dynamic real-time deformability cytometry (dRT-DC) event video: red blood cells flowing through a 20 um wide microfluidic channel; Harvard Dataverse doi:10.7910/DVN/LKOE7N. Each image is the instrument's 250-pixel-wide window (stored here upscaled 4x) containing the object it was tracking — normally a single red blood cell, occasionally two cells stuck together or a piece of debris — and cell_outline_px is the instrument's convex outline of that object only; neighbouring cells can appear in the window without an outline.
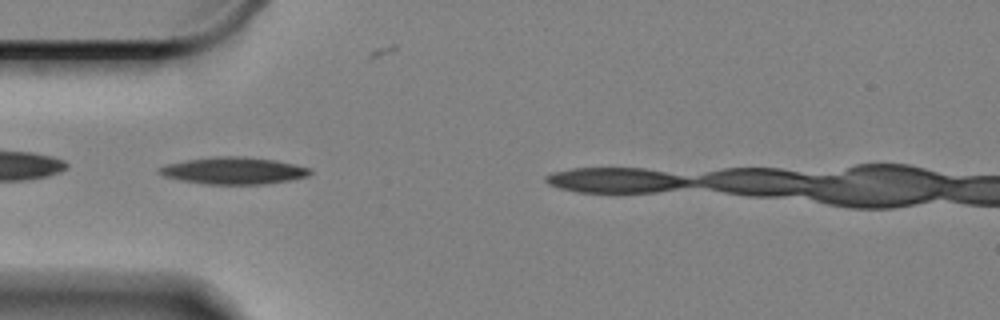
{"species": "Egyptian fruit bat (a non-hibernating species)", "species_latin": "Rousettus aegyptiacus", "temperature_condition": "cold", "stored_images_in_passage": 32, "camera_frame_rate_fps": 3000, "um_per_image_px": 0.085, "animal": {"sex": "female"}, "frame": {"image": 1, "passage_image": 1, "time_ms": 0.0, "image_size_px": [1000, 320], "cell_outline_px": [[312, 172], [308, 176], [288, 180], [264, 184], [200, 184], [180, 180], [164, 176], [156, 172], [156, 168], [168, 164], [188, 160], [216, 156], [244, 156], [276, 160], [312, 168]], "centroid_in_image_um": [19.84, 14.51], "position_along_channel_um": 65.2, "area_um2": 23.81}}
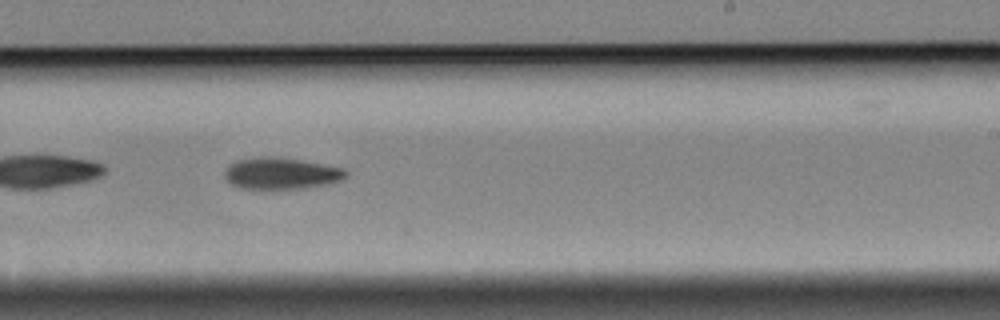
{"frame": {"image": 2, "passage_image": 19, "time_ms": 6.0, "image_size_px": [1000, 320], "cell_outline_px": [[348, 176], [344, 180], [328, 184], [304, 188], [260, 192], [236, 188], [224, 176], [224, 172], [232, 164], [240, 160], [272, 156], [300, 160], [344, 168], [348, 172]], "centroid_in_image_um": [23.92, 14.81], "position_along_channel_um": 265.1, "area_um2": 22.95}}
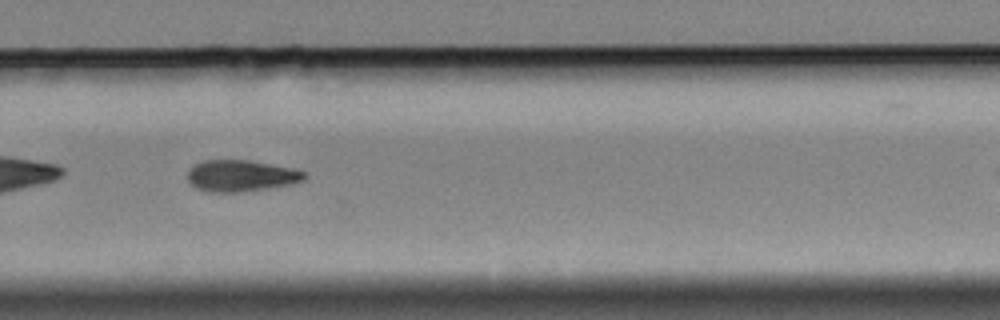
{"frame": {"image": 3, "passage_image": 23, "time_ms": 7.333, "image_size_px": [1000, 320], "cell_outline_px": [[308, 176], [304, 180], [292, 184], [244, 192], [208, 192], [196, 188], [188, 180], [188, 168], [204, 160], [248, 160], [292, 168], [304, 172]], "centroid_in_image_um": [20.48, 14.95], "position_along_channel_um": 309.3, "area_um2": 21.44}}